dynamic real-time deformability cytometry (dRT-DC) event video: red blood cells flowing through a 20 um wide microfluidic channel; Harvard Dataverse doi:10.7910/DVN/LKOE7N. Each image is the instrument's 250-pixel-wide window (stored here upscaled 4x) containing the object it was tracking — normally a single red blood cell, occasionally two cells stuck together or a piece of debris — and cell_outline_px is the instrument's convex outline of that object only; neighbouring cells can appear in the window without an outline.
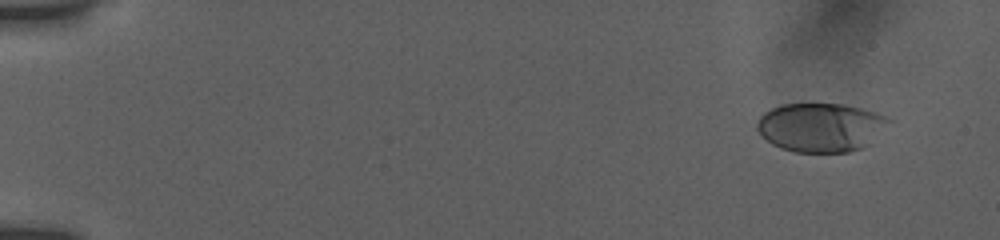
{"species": "human", "species_latin": "Homo sapiens", "temperature_condition": "room temperature", "stored_images_in_passage": 8, "camera_frame_rate_fps": 3000, "um_per_image_px": 0.085, "donor": {"sex": "female"}, "frame": {"image": 1, "passage_image": 2, "time_ms": 1.0, "image_size_px": [1000, 240], "cell_outline_px": [[892, 120], [868, 144], [860, 148], [848, 152], [796, 152], [780, 148], [772, 144], [756, 128], [756, 120], [764, 112], [780, 104], [844, 104], [876, 112], [888, 116]], "centroid_in_image_um": [69.75, 10.81], "position_along_channel_um": 15.3, "area_um2": 37.4}}
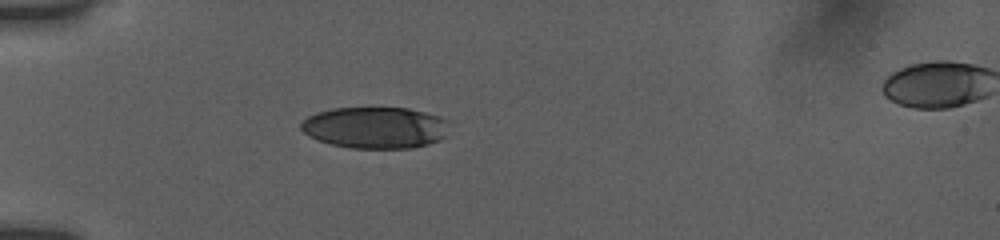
{"frame": {"image": 2, "passage_image": 7, "time_ms": 5.333, "image_size_px": [1000, 240], "cell_outline_px": [[452, 120], [448, 136], [440, 140], [428, 144], [412, 148], [352, 148], [332, 144], [316, 140], [308, 136], [300, 128], [300, 124], [308, 116], [316, 112], [332, 108], [408, 108], [440, 116]], "centroid_in_image_um": [31.97, 10.84], "position_along_channel_um": 53.0, "area_um2": 36.47}}